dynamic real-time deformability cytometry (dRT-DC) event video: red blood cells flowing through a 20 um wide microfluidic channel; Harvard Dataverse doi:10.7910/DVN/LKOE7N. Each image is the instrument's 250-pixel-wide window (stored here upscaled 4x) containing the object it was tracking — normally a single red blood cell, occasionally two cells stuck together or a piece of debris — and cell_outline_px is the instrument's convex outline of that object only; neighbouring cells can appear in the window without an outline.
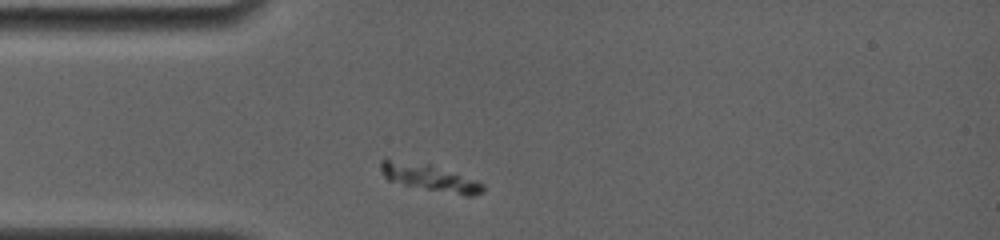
{"species": "common noctule bat (a hibernating species)", "species_latin": "Nyctalus noctula", "temperature_condition": "room temperature", "stored_images_in_passage": 17, "camera_frame_rate_fps": 4000, "um_per_image_px": 0.085, "animal": {"sex": "female", "body_mass_g": 19.0, "forearm_length_mm": 56.7}, "frame": {"image": 1, "passage_image": 1, "time_ms": 0.0, "image_size_px": [1000, 240], "cell_outline_px": [[484, 192], [472, 196], [464, 196], [404, 184], [388, 180], [384, 176], [380, 168], [380, 160], [388, 160], [428, 164], [476, 180], [484, 184]], "centroid_in_image_um": [36.57, 15.12], "position_along_channel_um": 48.4, "area_um2": 15.43}}
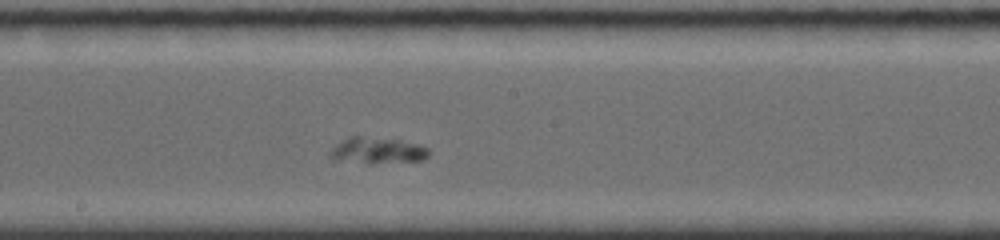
{"frame": {"image": 2, "passage_image": 8, "time_ms": 5.0, "image_size_px": [1000, 240], "cell_outline_px": [[428, 156], [424, 160], [368, 164], [332, 160], [332, 148], [336, 144], [348, 136], [360, 136], [400, 140], [420, 144], [428, 148]], "centroid_in_image_um": [32.08, 12.8], "position_along_channel_um": 216.1, "area_um2": 15.26}}
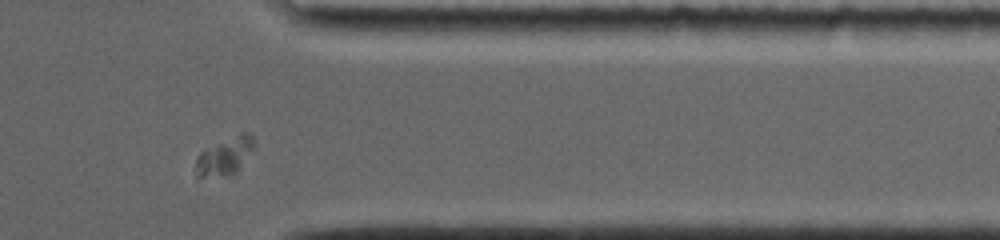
{"frame": {"image": 3, "passage_image": 15, "time_ms": 10.0, "image_size_px": [1000, 240], "cell_outline_px": [[256, 140], [252, 148], [236, 172], [228, 176], [196, 180], [196, 160], [200, 152], [244, 132], [248, 132]], "centroid_in_image_um": [19.05, 13.36], "position_along_channel_um": 392.3, "area_um2": 12.54}}